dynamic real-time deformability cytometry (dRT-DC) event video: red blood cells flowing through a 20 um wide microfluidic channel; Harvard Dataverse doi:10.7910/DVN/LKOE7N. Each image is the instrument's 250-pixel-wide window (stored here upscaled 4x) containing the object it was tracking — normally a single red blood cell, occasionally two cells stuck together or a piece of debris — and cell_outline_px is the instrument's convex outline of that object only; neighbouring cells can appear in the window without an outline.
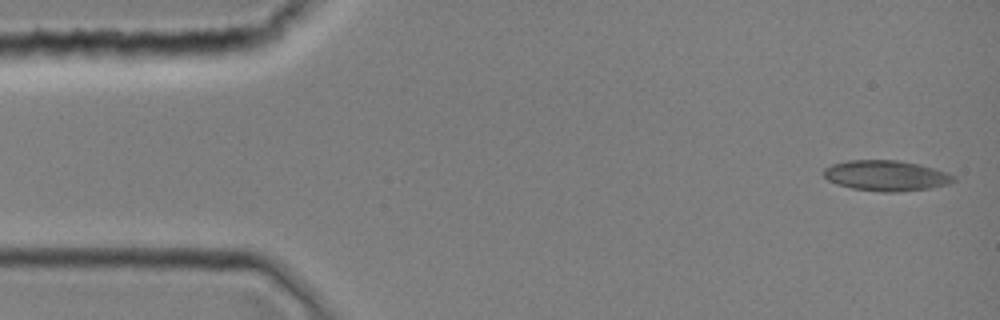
{"species": "common noctule bat (a hibernating species)", "species_latin": "Nyctalus noctula", "temperature_condition": "room temperature", "stored_images_in_passage": 1, "camera_frame_rate_fps": 3000, "um_per_image_px": 0.085, "animal": {"sex": "female", "body_mass_g": 19.0, "forearm_length_mm": 51.5}, "frame": {"image": 1, "passage_image": 1, "time_ms": 0.0, "image_size_px": [1000, 320], "cell_outline_px": [[956, 180], [948, 184], [928, 188], [896, 192], [880, 192], [852, 188], [836, 184], [828, 180], [824, 176], [824, 168], [832, 164], [848, 160], [896, 160], [920, 164], [956, 176]], "centroid_in_image_um": [75.3, 14.93], "position_along_channel_um": 9.7, "area_um2": 23.0}}